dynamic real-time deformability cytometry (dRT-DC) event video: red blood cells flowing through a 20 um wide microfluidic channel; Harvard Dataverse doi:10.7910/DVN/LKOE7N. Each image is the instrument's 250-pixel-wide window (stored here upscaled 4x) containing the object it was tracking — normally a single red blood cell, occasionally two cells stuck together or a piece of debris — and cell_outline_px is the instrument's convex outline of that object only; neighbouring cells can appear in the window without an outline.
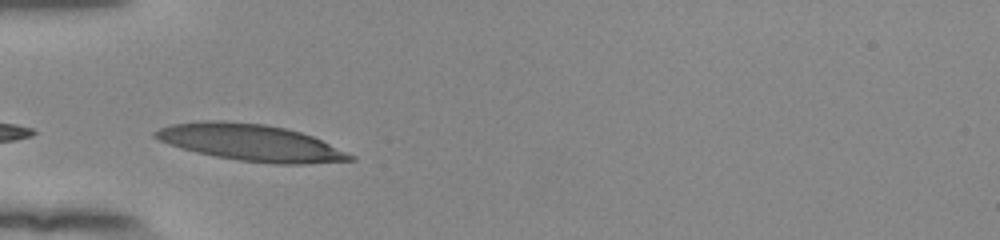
{"species": "human", "species_latin": "Homo sapiens", "temperature_condition": "room temperature", "stored_images_in_passage": 18, "camera_frame_rate_fps": 3000, "um_per_image_px": 0.085, "donor": {"sex": "female"}, "frame": {"image": 1, "passage_image": 1, "time_ms": 0.0, "image_size_px": [1000, 240], "cell_outline_px": [[356, 160], [304, 164], [272, 164], [240, 160], [216, 156], [196, 152], [168, 144], [152, 136], [152, 132], [160, 128], [172, 124], [204, 120], [220, 120], [264, 124], [284, 128], [300, 132], [312, 136], [356, 156]], "centroid_in_image_um": [21.31, 12.12], "position_along_channel_um": 63.7, "area_um2": 41.44}}
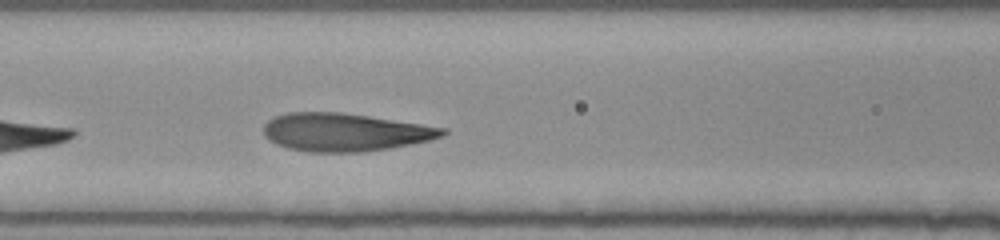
{"frame": {"image": 2, "passage_image": 7, "time_ms": 2.0, "image_size_px": [1000, 240], "cell_outline_px": [[448, 132], [440, 136], [428, 140], [388, 148], [360, 152], [308, 152], [288, 148], [276, 144], [268, 140], [264, 136], [264, 124], [268, 120], [284, 112], [340, 112], [368, 116], [448, 128]], "centroid_in_image_um": [29.26, 11.23], "position_along_channel_um": 137.3, "area_um2": 39.48}}
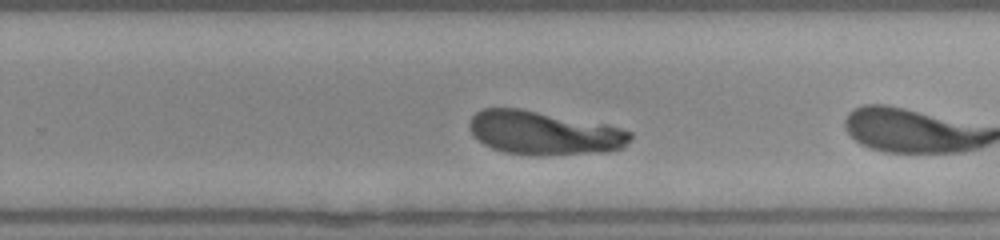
{"frame": {"image": 3, "passage_image": 16, "time_ms": 5.0, "image_size_px": [1000, 240], "cell_outline_px": [[632, 140], [628, 144], [620, 148], [604, 152], [504, 152], [492, 148], [484, 144], [472, 136], [468, 128], [468, 124], [472, 116], [476, 112], [484, 108], [520, 108], [620, 128], [632, 132]], "centroid_in_image_um": [46.16, 11.25], "position_along_channel_um": 283.6, "area_um2": 39.36}}